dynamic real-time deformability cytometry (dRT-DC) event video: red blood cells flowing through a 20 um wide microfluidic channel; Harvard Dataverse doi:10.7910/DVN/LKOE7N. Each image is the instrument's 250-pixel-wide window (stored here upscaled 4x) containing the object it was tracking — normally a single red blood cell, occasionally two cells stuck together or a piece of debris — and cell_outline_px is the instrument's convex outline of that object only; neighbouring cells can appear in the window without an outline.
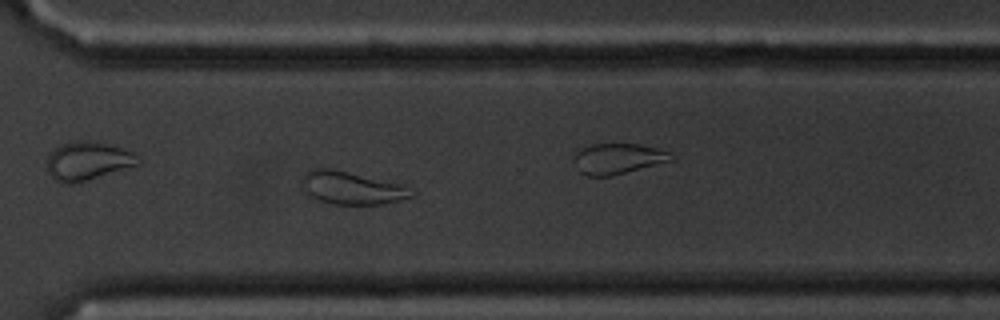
{"species": "common noctule bat (a hibernating species)", "species_latin": "Nyctalus noctula", "temperature_condition": "cold", "stored_images_in_passage": 16, "camera_frame_rate_fps": 3000, "um_per_image_px": 0.085, "animal": {"sex": "male", "body_mass_g": 20.1, "forearm_length_mm": 53.5}, "frame": {"image": 1, "passage_image": 12, "time_ms": 13.667, "image_size_px": [1000, 320], "cell_outline_px": [[416, 196], [384, 204], [332, 204], [308, 196], [300, 180], [300, 176], [304, 172], [312, 168], [328, 168], [400, 184], [416, 192]], "centroid_in_image_um": [29.86, 15.98], "position_along_channel_um": 340.7, "area_um2": 20.87}, "authors_computed_cell_mechanics": {"area_um2": 20.519, "velocity_mm_per_s": 3.403, "shape_relaxation_time_tau1_ms": 5.3173, "shape_relaxation_time_tau2_ms": 3.0071, "deformation_change_tau1": 0.1376, "deformation_change_tau2": 0.076}}